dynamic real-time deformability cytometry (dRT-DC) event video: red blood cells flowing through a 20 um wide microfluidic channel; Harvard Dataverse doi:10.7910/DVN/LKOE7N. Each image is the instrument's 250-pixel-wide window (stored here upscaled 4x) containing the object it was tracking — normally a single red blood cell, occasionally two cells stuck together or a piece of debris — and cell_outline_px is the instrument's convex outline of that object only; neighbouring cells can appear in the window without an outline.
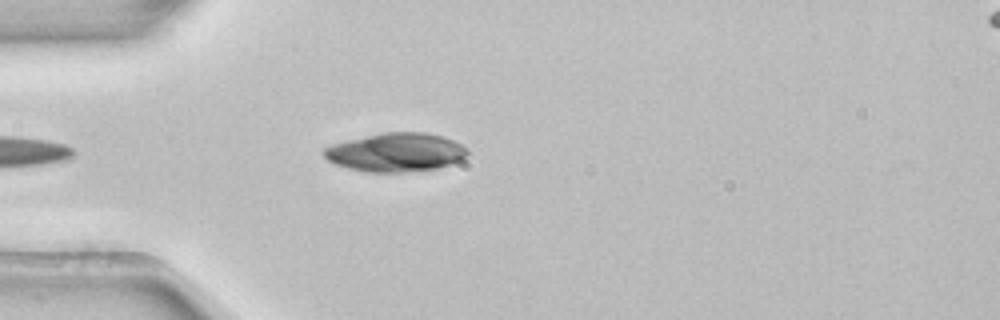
{"species": "common noctule bat (a hibernating species)", "species_latin": "Nyctalus noctula", "temperature_condition": "room temperature", "stored_images_in_passage": 5, "segment_of_instrument_passage": [1, 2], "camera_frame_rate_fps": 3000, "um_per_image_px": 0.085, "animal": {"sex": "female", "body_mass_g": 22.7, "forearm_length_mm": 54.2}, "frame": {"image": 1, "passage_image": 4, "time_ms": 1.0, "image_size_px": [1000, 320], "cell_outline_px": [[468, 156], [464, 160], [436, 168], [404, 172], [368, 172], [348, 168], [336, 164], [328, 160], [324, 156], [324, 148], [332, 144], [348, 140], [384, 132], [424, 132], [440, 136], [452, 140], [468, 148]], "centroid_in_image_um": [33.67, 12.95], "position_along_channel_um": 51.3, "area_um2": 32.19}}